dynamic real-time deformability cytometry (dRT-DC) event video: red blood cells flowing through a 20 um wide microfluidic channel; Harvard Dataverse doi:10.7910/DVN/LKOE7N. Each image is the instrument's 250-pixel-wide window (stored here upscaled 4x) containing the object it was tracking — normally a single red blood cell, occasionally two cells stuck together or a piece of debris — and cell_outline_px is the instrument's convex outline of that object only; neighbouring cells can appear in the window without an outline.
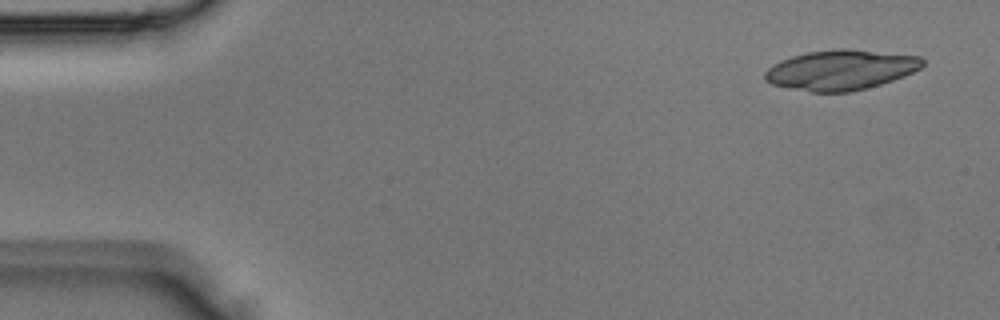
{"species": "Egyptian fruit bat (a non-hibernating species)", "species_latin": "Rousettus aegyptiacus", "temperature_condition": "room temperature", "stored_images_in_passage": 2, "camera_frame_rate_fps": 3000, "um_per_image_px": 0.085, "animal": {"sex": "male"}, "frame": {"image": 1, "passage_image": 1, "time_ms": 0.0, "image_size_px": [1000, 320], "cell_outline_px": [[924, 64], [920, 68], [904, 76], [880, 84], [848, 92], [812, 92], [788, 88], [772, 84], [764, 80], [764, 72], [772, 64], [780, 60], [792, 56], [808, 52], [840, 48], [844, 48], [920, 56], [924, 60]], "centroid_in_image_um": [71.43, 5.94], "position_along_channel_um": 13.6, "area_um2": 36.7}}